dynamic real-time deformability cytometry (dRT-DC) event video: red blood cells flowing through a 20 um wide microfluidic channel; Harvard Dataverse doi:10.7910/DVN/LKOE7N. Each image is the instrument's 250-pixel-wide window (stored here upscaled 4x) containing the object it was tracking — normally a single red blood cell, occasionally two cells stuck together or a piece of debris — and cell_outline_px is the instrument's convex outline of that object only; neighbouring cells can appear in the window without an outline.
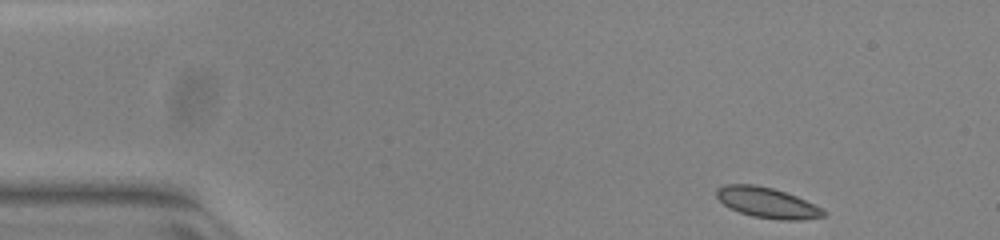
{"species": "common noctule bat (a hibernating species)", "species_latin": "Nyctalus noctula", "temperature_condition": "warm", "stored_images_in_passage": 49, "camera_frame_rate_fps": 3000, "um_per_image_px": 0.085, "animal": {"sex": "female", "body_mass_g": 23.0, "forearm_length_mm": 53.4}, "frame": {"image": 1, "passage_image": 1, "time_ms": 0.0, "image_size_px": [1000, 240], "cell_outline_px": [[828, 216], [804, 220], [780, 220], [752, 216], [728, 208], [716, 196], [716, 188], [724, 184], [756, 184], [772, 188], [796, 196], [828, 212]], "centroid_in_image_um": [65.21, 17.23], "position_along_channel_um": 19.8, "area_um2": 19.07}}
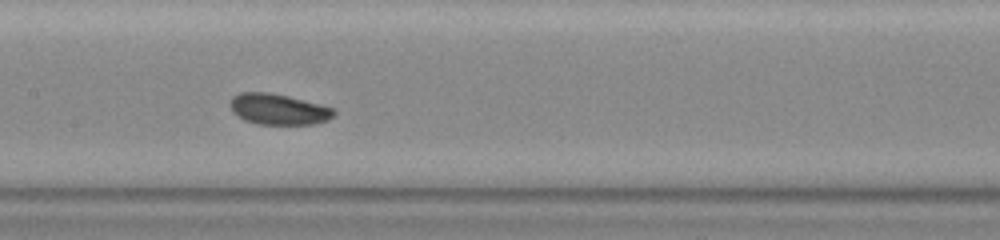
{"frame": {"image": 2, "passage_image": 21, "time_ms": 6.667, "image_size_px": [1000, 240], "cell_outline_px": [[336, 112], [328, 120], [316, 124], [256, 124], [244, 120], [236, 116], [232, 112], [228, 104], [232, 96], [240, 92], [268, 92], [288, 96], [332, 108]], "centroid_in_image_um": [23.59, 9.29], "position_along_channel_um": 183.8, "area_um2": 18.73}}
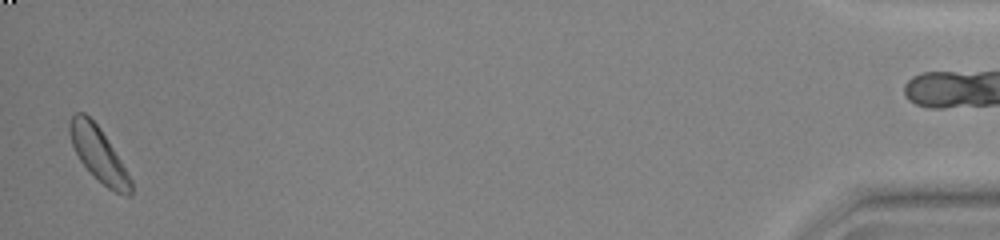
{"frame": {"image": 3, "passage_image": 47, "time_ms": 15.333, "image_size_px": [1000, 240], "cell_outline_px": [[132, 196], [124, 196], [108, 188], [80, 160], [72, 144], [68, 132], [68, 124], [72, 116], [76, 112], [84, 112], [100, 128], [120, 160], [132, 180]], "centroid_in_image_um": [8.38, 13.1], "position_along_channel_um": 426.8, "area_um2": 18.84}, "authors_computed_cell_mechanics": {"area_um2": 18.785, "velocity_mm_per_s": 3.8816, "shape_relaxation_time_tau1_ms": 1.3062, "shape_relaxation_time_tau2_ms": null, "deformation_change_tau1": 0.0312, "deformation_change_tau2": null}}